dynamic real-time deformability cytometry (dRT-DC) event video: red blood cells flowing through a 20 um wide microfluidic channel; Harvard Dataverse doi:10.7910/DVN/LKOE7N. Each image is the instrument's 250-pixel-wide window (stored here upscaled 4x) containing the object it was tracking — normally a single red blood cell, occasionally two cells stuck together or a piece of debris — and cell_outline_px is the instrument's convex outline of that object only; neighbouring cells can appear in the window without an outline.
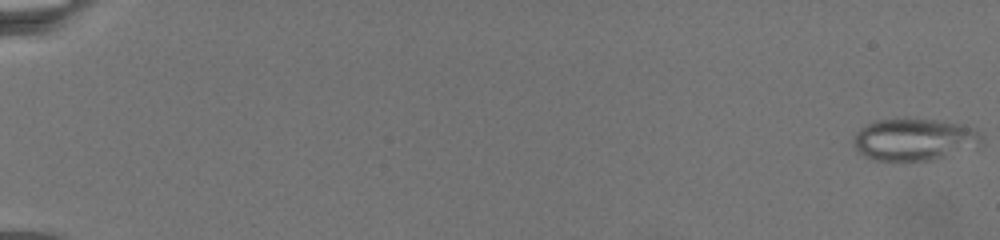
{"species": "common noctule bat (a hibernating species)", "species_latin": "Nyctalus noctula", "temperature_condition": "warm", "stored_images_in_passage": 5, "camera_frame_rate_fps": 3000, "um_per_image_px": 0.085, "animal": {"sex": "female", "body_mass_g": 19.5, "forearm_length_mm": 54.1}, "frame": {"image": 1, "passage_image": 1, "time_ms": 0.0, "image_size_px": [1000, 240], "cell_outline_px": [[980, 148], [928, 160], [876, 160], [864, 156], [856, 152], [852, 140], [856, 132], [860, 128], [876, 120], [936, 120], [960, 124], [972, 128], [980, 136]], "centroid_in_image_um": [77.69, 11.88], "position_along_channel_um": 7.3, "area_um2": 31.04}}